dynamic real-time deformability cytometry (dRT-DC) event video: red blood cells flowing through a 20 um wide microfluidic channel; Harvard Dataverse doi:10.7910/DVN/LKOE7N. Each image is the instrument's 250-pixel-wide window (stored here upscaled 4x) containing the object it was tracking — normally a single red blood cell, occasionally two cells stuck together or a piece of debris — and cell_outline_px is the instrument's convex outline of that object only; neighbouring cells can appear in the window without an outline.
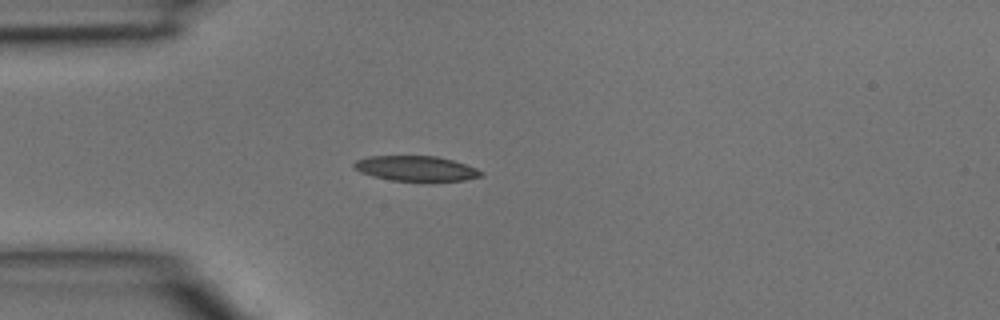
{"species": "common noctule bat (a hibernating species)", "species_latin": "Nyctalus noctula", "temperature_condition": "room temperature", "stored_images_in_passage": 3, "camera_frame_rate_fps": 3000, "um_per_image_px": 0.085, "animal": {"sex": "male", "body_mass_g": 15.6}, "frame": {"image": 1, "passage_image": 3, "time_ms": 0.667, "image_size_px": [1000, 320], "cell_outline_px": [[484, 176], [464, 180], [392, 180], [372, 176], [360, 172], [352, 168], [352, 164], [356, 160], [368, 156], [436, 156], [452, 160], [476, 168], [484, 172]], "centroid_in_image_um": [35.32, 14.31], "position_along_channel_um": 49.7, "area_um2": 18.44}}